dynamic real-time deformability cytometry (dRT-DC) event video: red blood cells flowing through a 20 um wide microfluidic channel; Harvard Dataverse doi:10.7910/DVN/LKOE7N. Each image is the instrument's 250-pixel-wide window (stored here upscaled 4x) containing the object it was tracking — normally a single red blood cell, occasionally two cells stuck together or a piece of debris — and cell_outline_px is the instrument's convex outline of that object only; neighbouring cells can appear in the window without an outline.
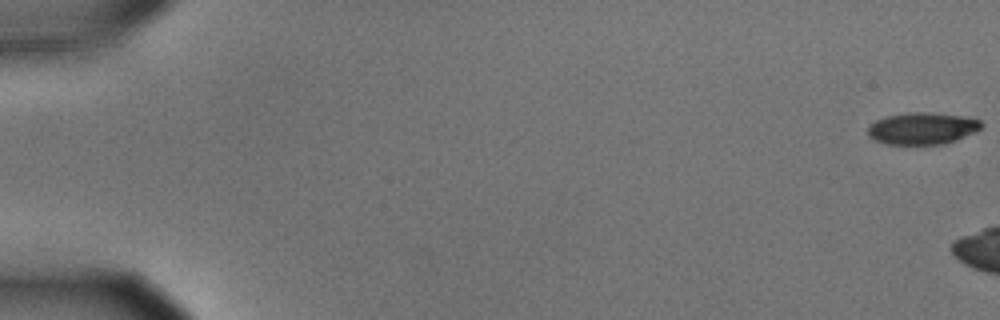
{"species": "common noctule bat (a hibernating species)", "species_latin": "Nyctalus noctula", "temperature_condition": "cold", "stored_images_in_passage": 10, "camera_frame_rate_fps": 3000, "um_per_image_px": 0.085, "animal": {"sex": "male", "body_mass_g": 15.6}, "frame": {"image": 1, "passage_image": 1, "time_ms": 0.0, "image_size_px": [1000, 320], "cell_outline_px": [[984, 128], [956, 140], [944, 144], [888, 144], [876, 140], [868, 136], [868, 124], [876, 120], [888, 116], [908, 112], [924, 112], [964, 116], [980, 120], [984, 124]], "centroid_in_image_um": [78.42, 10.91], "position_along_channel_um": 6.6, "area_um2": 21.15}}